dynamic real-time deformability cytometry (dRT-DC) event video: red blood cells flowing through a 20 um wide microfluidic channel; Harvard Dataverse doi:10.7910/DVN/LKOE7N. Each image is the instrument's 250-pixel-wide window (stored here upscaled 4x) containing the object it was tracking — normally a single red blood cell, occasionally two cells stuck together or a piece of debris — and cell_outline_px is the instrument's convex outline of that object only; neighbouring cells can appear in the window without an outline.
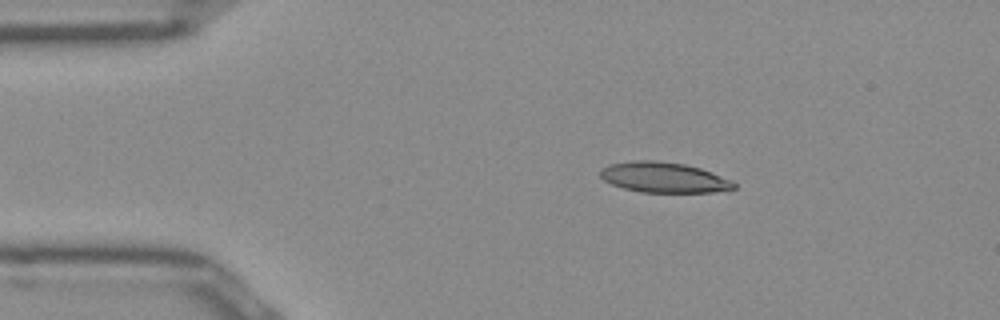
{"species": "Egyptian fruit bat (a non-hibernating species)", "species_latin": "Rousettus aegyptiacus", "temperature_condition": "room temperature", "stored_images_in_passage": 43, "camera_frame_rate_fps": 3000, "um_per_image_px": 0.085, "frame": {"image": 1, "passage_image": 1, "time_ms": 0.0, "image_size_px": [1000, 320], "cell_outline_px": [[736, 188], [712, 192], [640, 192], [624, 188], [612, 184], [604, 180], [600, 176], [600, 168], [612, 164], [636, 160], [656, 160], [684, 164], [700, 168], [712, 172], [732, 180], [736, 184]], "centroid_in_image_um": [56.43, 15.08], "position_along_channel_um": 28.6, "area_um2": 23.58}}
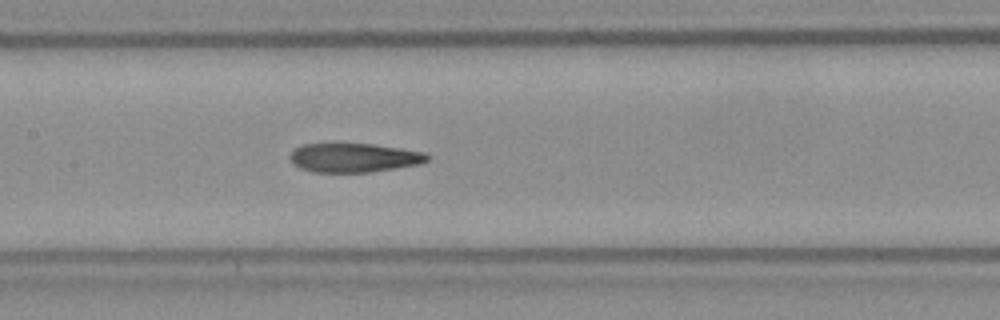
{"frame": {"image": 2, "passage_image": 16, "time_ms": 5.0, "image_size_px": [1000, 320], "cell_outline_px": [[428, 160], [416, 164], [368, 172], [312, 172], [300, 168], [288, 156], [296, 148], [304, 144], [336, 140], [372, 144], [400, 148], [424, 152], [428, 156]], "centroid_in_image_um": [29.99, 13.35], "position_along_channel_um": 177.4, "area_um2": 23.7}}
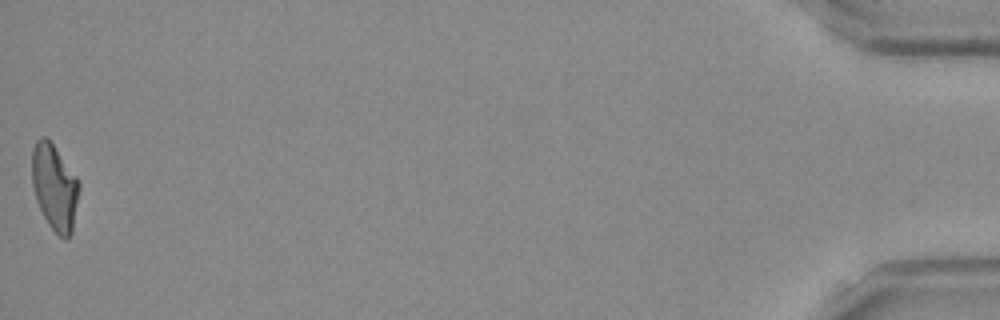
{"frame": {"image": 3, "passage_image": 43, "time_ms": 14.0, "image_size_px": [1000, 320], "cell_outline_px": [[80, 188], [72, 232], [64, 240], [48, 224], [36, 200], [32, 184], [32, 148], [36, 140], [40, 136], [44, 136], [52, 144], [76, 176], [80, 184]], "centroid_in_image_um": [4.63, 15.91], "position_along_channel_um": 430.6, "area_um2": 23.41}, "authors_computed_cell_mechanics": {"area_um2": 24.2182, "velocity_mm_per_s": 3.9599, "shape_relaxation_time_tau1_ms": null, "shape_relaxation_time_tau2_ms": 3.1945, "deformation_change_tau1": null, "deformation_change_tau2": 0.1278}}